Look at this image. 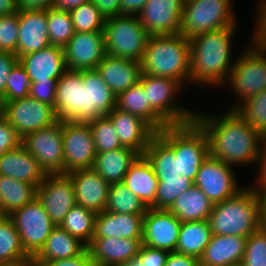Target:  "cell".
<instances>
[{"mask_svg":"<svg viewBox=\"0 0 266 266\" xmlns=\"http://www.w3.org/2000/svg\"><path fill=\"white\" fill-rule=\"evenodd\" d=\"M194 120L208 136L212 158L230 166L258 164L263 136L236 111L228 109L219 116L196 111Z\"/></svg>","mask_w":266,"mask_h":266,"instance_id":"1","label":"cell"},{"mask_svg":"<svg viewBox=\"0 0 266 266\" xmlns=\"http://www.w3.org/2000/svg\"><path fill=\"white\" fill-rule=\"evenodd\" d=\"M237 26L206 32L190 41V84L225 86L235 61L231 48Z\"/></svg>","mask_w":266,"mask_h":266,"instance_id":"2","label":"cell"},{"mask_svg":"<svg viewBox=\"0 0 266 266\" xmlns=\"http://www.w3.org/2000/svg\"><path fill=\"white\" fill-rule=\"evenodd\" d=\"M143 74L190 84V41L180 33L149 36L140 61Z\"/></svg>","mask_w":266,"mask_h":266,"instance_id":"3","label":"cell"},{"mask_svg":"<svg viewBox=\"0 0 266 266\" xmlns=\"http://www.w3.org/2000/svg\"><path fill=\"white\" fill-rule=\"evenodd\" d=\"M262 197L251 186L234 196L214 204L209 216L212 234L248 237L260 229Z\"/></svg>","mask_w":266,"mask_h":266,"instance_id":"4","label":"cell"},{"mask_svg":"<svg viewBox=\"0 0 266 266\" xmlns=\"http://www.w3.org/2000/svg\"><path fill=\"white\" fill-rule=\"evenodd\" d=\"M231 0H185L180 34L187 39L194 36L237 26Z\"/></svg>","mask_w":266,"mask_h":266,"instance_id":"5","label":"cell"},{"mask_svg":"<svg viewBox=\"0 0 266 266\" xmlns=\"http://www.w3.org/2000/svg\"><path fill=\"white\" fill-rule=\"evenodd\" d=\"M234 59L227 82L236 102L228 109L234 110L241 102L266 90V50L252 43Z\"/></svg>","mask_w":266,"mask_h":266,"instance_id":"6","label":"cell"},{"mask_svg":"<svg viewBox=\"0 0 266 266\" xmlns=\"http://www.w3.org/2000/svg\"><path fill=\"white\" fill-rule=\"evenodd\" d=\"M103 32L106 54L141 61L149 35L138 16L107 18Z\"/></svg>","mask_w":266,"mask_h":266,"instance_id":"7","label":"cell"},{"mask_svg":"<svg viewBox=\"0 0 266 266\" xmlns=\"http://www.w3.org/2000/svg\"><path fill=\"white\" fill-rule=\"evenodd\" d=\"M139 82L147 93L148 107L167 126L194 121L196 111L182 107L174 100L183 87L178 81L142 73Z\"/></svg>","mask_w":266,"mask_h":266,"instance_id":"8","label":"cell"},{"mask_svg":"<svg viewBox=\"0 0 266 266\" xmlns=\"http://www.w3.org/2000/svg\"><path fill=\"white\" fill-rule=\"evenodd\" d=\"M174 155L178 158L179 175L194 182L200 166L210 155L208 136L195 120L174 125Z\"/></svg>","mask_w":266,"mask_h":266,"instance_id":"9","label":"cell"},{"mask_svg":"<svg viewBox=\"0 0 266 266\" xmlns=\"http://www.w3.org/2000/svg\"><path fill=\"white\" fill-rule=\"evenodd\" d=\"M8 217L18 231L24 251L33 259L43 248L55 224L37 198Z\"/></svg>","mask_w":266,"mask_h":266,"instance_id":"10","label":"cell"},{"mask_svg":"<svg viewBox=\"0 0 266 266\" xmlns=\"http://www.w3.org/2000/svg\"><path fill=\"white\" fill-rule=\"evenodd\" d=\"M0 114L13 126L21 138L59 121L54 107L30 96L0 102Z\"/></svg>","mask_w":266,"mask_h":266,"instance_id":"11","label":"cell"},{"mask_svg":"<svg viewBox=\"0 0 266 266\" xmlns=\"http://www.w3.org/2000/svg\"><path fill=\"white\" fill-rule=\"evenodd\" d=\"M63 121L22 138V145L46 174H64Z\"/></svg>","mask_w":266,"mask_h":266,"instance_id":"12","label":"cell"},{"mask_svg":"<svg viewBox=\"0 0 266 266\" xmlns=\"http://www.w3.org/2000/svg\"><path fill=\"white\" fill-rule=\"evenodd\" d=\"M64 174L90 169L96 157L89 122L63 121Z\"/></svg>","mask_w":266,"mask_h":266,"instance_id":"13","label":"cell"},{"mask_svg":"<svg viewBox=\"0 0 266 266\" xmlns=\"http://www.w3.org/2000/svg\"><path fill=\"white\" fill-rule=\"evenodd\" d=\"M232 166L210 155L202 163L196 175V185L213 204L221 203L234 196L243 187L238 181Z\"/></svg>","mask_w":266,"mask_h":266,"instance_id":"14","label":"cell"},{"mask_svg":"<svg viewBox=\"0 0 266 266\" xmlns=\"http://www.w3.org/2000/svg\"><path fill=\"white\" fill-rule=\"evenodd\" d=\"M36 198L55 226H59L76 204L71 179L67 174H47L37 187Z\"/></svg>","mask_w":266,"mask_h":266,"instance_id":"15","label":"cell"},{"mask_svg":"<svg viewBox=\"0 0 266 266\" xmlns=\"http://www.w3.org/2000/svg\"><path fill=\"white\" fill-rule=\"evenodd\" d=\"M181 221L169 210L147 208L143 217L142 244L175 252Z\"/></svg>","mask_w":266,"mask_h":266,"instance_id":"16","label":"cell"},{"mask_svg":"<svg viewBox=\"0 0 266 266\" xmlns=\"http://www.w3.org/2000/svg\"><path fill=\"white\" fill-rule=\"evenodd\" d=\"M185 0H147L137 15L149 36L180 33Z\"/></svg>","mask_w":266,"mask_h":266,"instance_id":"17","label":"cell"},{"mask_svg":"<svg viewBox=\"0 0 266 266\" xmlns=\"http://www.w3.org/2000/svg\"><path fill=\"white\" fill-rule=\"evenodd\" d=\"M63 49L68 70L96 69L106 55L104 32H75Z\"/></svg>","mask_w":266,"mask_h":266,"instance_id":"18","label":"cell"},{"mask_svg":"<svg viewBox=\"0 0 266 266\" xmlns=\"http://www.w3.org/2000/svg\"><path fill=\"white\" fill-rule=\"evenodd\" d=\"M85 109L83 70H66L57 82L55 113L59 121H75Z\"/></svg>","mask_w":266,"mask_h":266,"instance_id":"19","label":"cell"},{"mask_svg":"<svg viewBox=\"0 0 266 266\" xmlns=\"http://www.w3.org/2000/svg\"><path fill=\"white\" fill-rule=\"evenodd\" d=\"M67 175L71 179L77 205L96 214L105 211L110 187L107 181L93 168L75 170Z\"/></svg>","mask_w":266,"mask_h":266,"instance_id":"20","label":"cell"},{"mask_svg":"<svg viewBox=\"0 0 266 266\" xmlns=\"http://www.w3.org/2000/svg\"><path fill=\"white\" fill-rule=\"evenodd\" d=\"M85 85V109L75 120L89 122L101 116H107L116 108L117 96L102 79L97 69L83 70Z\"/></svg>","mask_w":266,"mask_h":266,"instance_id":"21","label":"cell"},{"mask_svg":"<svg viewBox=\"0 0 266 266\" xmlns=\"http://www.w3.org/2000/svg\"><path fill=\"white\" fill-rule=\"evenodd\" d=\"M142 239L131 238H92L87 246L94 266H123L137 256Z\"/></svg>","mask_w":266,"mask_h":266,"instance_id":"22","label":"cell"},{"mask_svg":"<svg viewBox=\"0 0 266 266\" xmlns=\"http://www.w3.org/2000/svg\"><path fill=\"white\" fill-rule=\"evenodd\" d=\"M144 155L151 162L158 181L181 178L178 158L174 155V125L158 132L151 139Z\"/></svg>","mask_w":266,"mask_h":266,"instance_id":"23","label":"cell"},{"mask_svg":"<svg viewBox=\"0 0 266 266\" xmlns=\"http://www.w3.org/2000/svg\"><path fill=\"white\" fill-rule=\"evenodd\" d=\"M19 63L26 70L31 83L37 81H58L67 70L64 49L53 45L21 56Z\"/></svg>","mask_w":266,"mask_h":266,"instance_id":"24","label":"cell"},{"mask_svg":"<svg viewBox=\"0 0 266 266\" xmlns=\"http://www.w3.org/2000/svg\"><path fill=\"white\" fill-rule=\"evenodd\" d=\"M18 59L51 45L48 34L47 10L18 11Z\"/></svg>","mask_w":266,"mask_h":266,"instance_id":"25","label":"cell"},{"mask_svg":"<svg viewBox=\"0 0 266 266\" xmlns=\"http://www.w3.org/2000/svg\"><path fill=\"white\" fill-rule=\"evenodd\" d=\"M107 117L114 125L121 145L144 155L151 139L157 132L141 118L118 108H114Z\"/></svg>","mask_w":266,"mask_h":266,"instance_id":"26","label":"cell"},{"mask_svg":"<svg viewBox=\"0 0 266 266\" xmlns=\"http://www.w3.org/2000/svg\"><path fill=\"white\" fill-rule=\"evenodd\" d=\"M0 175L32 184L36 188L47 175L38 161L21 144L0 155Z\"/></svg>","mask_w":266,"mask_h":266,"instance_id":"27","label":"cell"},{"mask_svg":"<svg viewBox=\"0 0 266 266\" xmlns=\"http://www.w3.org/2000/svg\"><path fill=\"white\" fill-rule=\"evenodd\" d=\"M96 69L116 96L137 84L142 74L139 61L109 54L104 56Z\"/></svg>","mask_w":266,"mask_h":266,"instance_id":"28","label":"cell"},{"mask_svg":"<svg viewBox=\"0 0 266 266\" xmlns=\"http://www.w3.org/2000/svg\"><path fill=\"white\" fill-rule=\"evenodd\" d=\"M144 215L103 211L96 215L93 238L142 239Z\"/></svg>","mask_w":266,"mask_h":266,"instance_id":"29","label":"cell"},{"mask_svg":"<svg viewBox=\"0 0 266 266\" xmlns=\"http://www.w3.org/2000/svg\"><path fill=\"white\" fill-rule=\"evenodd\" d=\"M247 237L212 234L200 257V266H227L242 263Z\"/></svg>","mask_w":266,"mask_h":266,"instance_id":"30","label":"cell"},{"mask_svg":"<svg viewBox=\"0 0 266 266\" xmlns=\"http://www.w3.org/2000/svg\"><path fill=\"white\" fill-rule=\"evenodd\" d=\"M122 183L125 184L147 208L155 209L158 178L156 177L151 162L145 155H139L130 165Z\"/></svg>","mask_w":266,"mask_h":266,"instance_id":"31","label":"cell"},{"mask_svg":"<svg viewBox=\"0 0 266 266\" xmlns=\"http://www.w3.org/2000/svg\"><path fill=\"white\" fill-rule=\"evenodd\" d=\"M139 155L137 151L129 147L97 153L92 168L110 185L119 183L123 181L130 165Z\"/></svg>","mask_w":266,"mask_h":266,"instance_id":"32","label":"cell"},{"mask_svg":"<svg viewBox=\"0 0 266 266\" xmlns=\"http://www.w3.org/2000/svg\"><path fill=\"white\" fill-rule=\"evenodd\" d=\"M87 246L60 226H55L32 262L62 260L81 255Z\"/></svg>","mask_w":266,"mask_h":266,"instance_id":"33","label":"cell"},{"mask_svg":"<svg viewBox=\"0 0 266 266\" xmlns=\"http://www.w3.org/2000/svg\"><path fill=\"white\" fill-rule=\"evenodd\" d=\"M214 204L196 186L183 192L168 209L182 223L208 220Z\"/></svg>","mask_w":266,"mask_h":266,"instance_id":"34","label":"cell"},{"mask_svg":"<svg viewBox=\"0 0 266 266\" xmlns=\"http://www.w3.org/2000/svg\"><path fill=\"white\" fill-rule=\"evenodd\" d=\"M116 108L135 115L147 122L157 133L167 125L148 107L147 93L138 82L120 93L116 99Z\"/></svg>","mask_w":266,"mask_h":266,"instance_id":"35","label":"cell"},{"mask_svg":"<svg viewBox=\"0 0 266 266\" xmlns=\"http://www.w3.org/2000/svg\"><path fill=\"white\" fill-rule=\"evenodd\" d=\"M37 188L12 177L0 175V216H10L36 198Z\"/></svg>","mask_w":266,"mask_h":266,"instance_id":"36","label":"cell"},{"mask_svg":"<svg viewBox=\"0 0 266 266\" xmlns=\"http://www.w3.org/2000/svg\"><path fill=\"white\" fill-rule=\"evenodd\" d=\"M211 237L208 220L183 222L175 252L200 259Z\"/></svg>","mask_w":266,"mask_h":266,"instance_id":"37","label":"cell"},{"mask_svg":"<svg viewBox=\"0 0 266 266\" xmlns=\"http://www.w3.org/2000/svg\"><path fill=\"white\" fill-rule=\"evenodd\" d=\"M32 259L24 251L20 236L8 216H0V265L24 266Z\"/></svg>","mask_w":266,"mask_h":266,"instance_id":"38","label":"cell"},{"mask_svg":"<svg viewBox=\"0 0 266 266\" xmlns=\"http://www.w3.org/2000/svg\"><path fill=\"white\" fill-rule=\"evenodd\" d=\"M96 215L95 212L75 204L59 226L88 246L94 235Z\"/></svg>","mask_w":266,"mask_h":266,"instance_id":"39","label":"cell"},{"mask_svg":"<svg viewBox=\"0 0 266 266\" xmlns=\"http://www.w3.org/2000/svg\"><path fill=\"white\" fill-rule=\"evenodd\" d=\"M147 207L122 182L109 187L108 203L105 211L121 214L145 215Z\"/></svg>","mask_w":266,"mask_h":266,"instance_id":"40","label":"cell"},{"mask_svg":"<svg viewBox=\"0 0 266 266\" xmlns=\"http://www.w3.org/2000/svg\"><path fill=\"white\" fill-rule=\"evenodd\" d=\"M47 24L50 44L64 48L74 36L73 22L68 11L47 9Z\"/></svg>","mask_w":266,"mask_h":266,"instance_id":"41","label":"cell"},{"mask_svg":"<svg viewBox=\"0 0 266 266\" xmlns=\"http://www.w3.org/2000/svg\"><path fill=\"white\" fill-rule=\"evenodd\" d=\"M234 111L262 136L266 133V90L244 100Z\"/></svg>","mask_w":266,"mask_h":266,"instance_id":"42","label":"cell"},{"mask_svg":"<svg viewBox=\"0 0 266 266\" xmlns=\"http://www.w3.org/2000/svg\"><path fill=\"white\" fill-rule=\"evenodd\" d=\"M75 32L103 31L106 18L91 2L84 3L70 11Z\"/></svg>","mask_w":266,"mask_h":266,"instance_id":"43","label":"cell"},{"mask_svg":"<svg viewBox=\"0 0 266 266\" xmlns=\"http://www.w3.org/2000/svg\"><path fill=\"white\" fill-rule=\"evenodd\" d=\"M95 149L97 153L116 150L123 147L111 120L107 116H101L89 121Z\"/></svg>","mask_w":266,"mask_h":266,"instance_id":"44","label":"cell"},{"mask_svg":"<svg viewBox=\"0 0 266 266\" xmlns=\"http://www.w3.org/2000/svg\"><path fill=\"white\" fill-rule=\"evenodd\" d=\"M193 185L194 182L183 175H181V178L158 181L155 196V209L168 210L174 201Z\"/></svg>","mask_w":266,"mask_h":266,"instance_id":"45","label":"cell"},{"mask_svg":"<svg viewBox=\"0 0 266 266\" xmlns=\"http://www.w3.org/2000/svg\"><path fill=\"white\" fill-rule=\"evenodd\" d=\"M31 79L24 67L18 62L7 79L6 91L0 102H9L29 96Z\"/></svg>","mask_w":266,"mask_h":266,"instance_id":"46","label":"cell"},{"mask_svg":"<svg viewBox=\"0 0 266 266\" xmlns=\"http://www.w3.org/2000/svg\"><path fill=\"white\" fill-rule=\"evenodd\" d=\"M243 266H266V232L259 229L247 237Z\"/></svg>","mask_w":266,"mask_h":266,"instance_id":"47","label":"cell"},{"mask_svg":"<svg viewBox=\"0 0 266 266\" xmlns=\"http://www.w3.org/2000/svg\"><path fill=\"white\" fill-rule=\"evenodd\" d=\"M18 11L0 16V52H9L17 56Z\"/></svg>","mask_w":266,"mask_h":266,"instance_id":"48","label":"cell"},{"mask_svg":"<svg viewBox=\"0 0 266 266\" xmlns=\"http://www.w3.org/2000/svg\"><path fill=\"white\" fill-rule=\"evenodd\" d=\"M58 81L32 82L29 96L36 100L55 107L56 89Z\"/></svg>","mask_w":266,"mask_h":266,"instance_id":"49","label":"cell"},{"mask_svg":"<svg viewBox=\"0 0 266 266\" xmlns=\"http://www.w3.org/2000/svg\"><path fill=\"white\" fill-rule=\"evenodd\" d=\"M22 144V138L13 126L0 114V155Z\"/></svg>","mask_w":266,"mask_h":266,"instance_id":"50","label":"cell"},{"mask_svg":"<svg viewBox=\"0 0 266 266\" xmlns=\"http://www.w3.org/2000/svg\"><path fill=\"white\" fill-rule=\"evenodd\" d=\"M256 15V30L253 31V43L255 47L266 50V0L258 1Z\"/></svg>","mask_w":266,"mask_h":266,"instance_id":"51","label":"cell"},{"mask_svg":"<svg viewBox=\"0 0 266 266\" xmlns=\"http://www.w3.org/2000/svg\"><path fill=\"white\" fill-rule=\"evenodd\" d=\"M169 251L155 249L142 244L137 256L142 260V266H165Z\"/></svg>","mask_w":266,"mask_h":266,"instance_id":"52","label":"cell"},{"mask_svg":"<svg viewBox=\"0 0 266 266\" xmlns=\"http://www.w3.org/2000/svg\"><path fill=\"white\" fill-rule=\"evenodd\" d=\"M19 62L18 57L9 52H0V100L6 91L7 79L12 68Z\"/></svg>","mask_w":266,"mask_h":266,"instance_id":"53","label":"cell"},{"mask_svg":"<svg viewBox=\"0 0 266 266\" xmlns=\"http://www.w3.org/2000/svg\"><path fill=\"white\" fill-rule=\"evenodd\" d=\"M35 266H94L93 260L86 249L81 255L47 262H32Z\"/></svg>","mask_w":266,"mask_h":266,"instance_id":"54","label":"cell"},{"mask_svg":"<svg viewBox=\"0 0 266 266\" xmlns=\"http://www.w3.org/2000/svg\"><path fill=\"white\" fill-rule=\"evenodd\" d=\"M260 163V164H259ZM259 172L256 177L255 184L251 186L252 189L258 193L261 197H266V141L262 142L261 154L258 160Z\"/></svg>","mask_w":266,"mask_h":266,"instance_id":"55","label":"cell"},{"mask_svg":"<svg viewBox=\"0 0 266 266\" xmlns=\"http://www.w3.org/2000/svg\"><path fill=\"white\" fill-rule=\"evenodd\" d=\"M107 19L120 15V0H90Z\"/></svg>","mask_w":266,"mask_h":266,"instance_id":"56","label":"cell"},{"mask_svg":"<svg viewBox=\"0 0 266 266\" xmlns=\"http://www.w3.org/2000/svg\"><path fill=\"white\" fill-rule=\"evenodd\" d=\"M165 266H200V261L193 256L169 252Z\"/></svg>","mask_w":266,"mask_h":266,"instance_id":"57","label":"cell"},{"mask_svg":"<svg viewBox=\"0 0 266 266\" xmlns=\"http://www.w3.org/2000/svg\"><path fill=\"white\" fill-rule=\"evenodd\" d=\"M53 0H16L17 11H39L52 8Z\"/></svg>","mask_w":266,"mask_h":266,"instance_id":"58","label":"cell"},{"mask_svg":"<svg viewBox=\"0 0 266 266\" xmlns=\"http://www.w3.org/2000/svg\"><path fill=\"white\" fill-rule=\"evenodd\" d=\"M146 2L147 0H120V15L137 16Z\"/></svg>","mask_w":266,"mask_h":266,"instance_id":"59","label":"cell"},{"mask_svg":"<svg viewBox=\"0 0 266 266\" xmlns=\"http://www.w3.org/2000/svg\"><path fill=\"white\" fill-rule=\"evenodd\" d=\"M90 0H53L52 8L70 12Z\"/></svg>","mask_w":266,"mask_h":266,"instance_id":"60","label":"cell"},{"mask_svg":"<svg viewBox=\"0 0 266 266\" xmlns=\"http://www.w3.org/2000/svg\"><path fill=\"white\" fill-rule=\"evenodd\" d=\"M17 12L16 0H0V16Z\"/></svg>","mask_w":266,"mask_h":266,"instance_id":"61","label":"cell"},{"mask_svg":"<svg viewBox=\"0 0 266 266\" xmlns=\"http://www.w3.org/2000/svg\"><path fill=\"white\" fill-rule=\"evenodd\" d=\"M260 229L266 232V197H262L261 199Z\"/></svg>","mask_w":266,"mask_h":266,"instance_id":"62","label":"cell"},{"mask_svg":"<svg viewBox=\"0 0 266 266\" xmlns=\"http://www.w3.org/2000/svg\"><path fill=\"white\" fill-rule=\"evenodd\" d=\"M124 266H142V260L135 256L131 258Z\"/></svg>","mask_w":266,"mask_h":266,"instance_id":"63","label":"cell"},{"mask_svg":"<svg viewBox=\"0 0 266 266\" xmlns=\"http://www.w3.org/2000/svg\"><path fill=\"white\" fill-rule=\"evenodd\" d=\"M227 266H243L242 263H236V264H231V265H227Z\"/></svg>","mask_w":266,"mask_h":266,"instance_id":"64","label":"cell"},{"mask_svg":"<svg viewBox=\"0 0 266 266\" xmlns=\"http://www.w3.org/2000/svg\"><path fill=\"white\" fill-rule=\"evenodd\" d=\"M24 266H35L33 263H29L27 265H24Z\"/></svg>","mask_w":266,"mask_h":266,"instance_id":"65","label":"cell"},{"mask_svg":"<svg viewBox=\"0 0 266 266\" xmlns=\"http://www.w3.org/2000/svg\"><path fill=\"white\" fill-rule=\"evenodd\" d=\"M263 141H266V133L263 135Z\"/></svg>","mask_w":266,"mask_h":266,"instance_id":"66","label":"cell"}]
</instances>
